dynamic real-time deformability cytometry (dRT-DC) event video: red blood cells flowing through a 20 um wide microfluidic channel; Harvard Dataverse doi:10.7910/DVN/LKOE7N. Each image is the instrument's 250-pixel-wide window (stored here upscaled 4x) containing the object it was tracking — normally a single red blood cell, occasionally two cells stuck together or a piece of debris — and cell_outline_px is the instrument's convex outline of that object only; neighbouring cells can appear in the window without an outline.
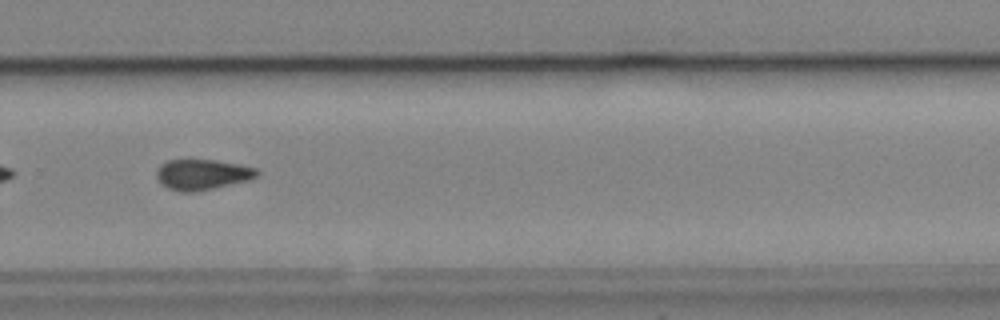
{"species": "common noctule bat (a hibernating species)", "species_latin": "Nyctalus noctula", "temperature_condition": "cold", "stored_images_in_passage": 52, "camera_frame_rate_fps": 3000, "um_per_image_px": 0.085, "animal": {"sex": "male", "body_mass_g": 19.2, "forearm_length_mm": 51.8}, "frame": {"image": 1, "passage_image": 37, "time_ms": 12.0, "image_size_px": [1000, 320], "cell_outline_px": [[260, 172], [256, 176], [244, 180], [196, 192], [180, 192], [168, 188], [160, 184], [156, 176], [156, 172], [160, 164], [168, 160], [216, 160], [256, 168]], "centroid_in_image_um": [17.11, 14.83], "position_along_channel_um": 312.7, "area_um2": 17.57}}